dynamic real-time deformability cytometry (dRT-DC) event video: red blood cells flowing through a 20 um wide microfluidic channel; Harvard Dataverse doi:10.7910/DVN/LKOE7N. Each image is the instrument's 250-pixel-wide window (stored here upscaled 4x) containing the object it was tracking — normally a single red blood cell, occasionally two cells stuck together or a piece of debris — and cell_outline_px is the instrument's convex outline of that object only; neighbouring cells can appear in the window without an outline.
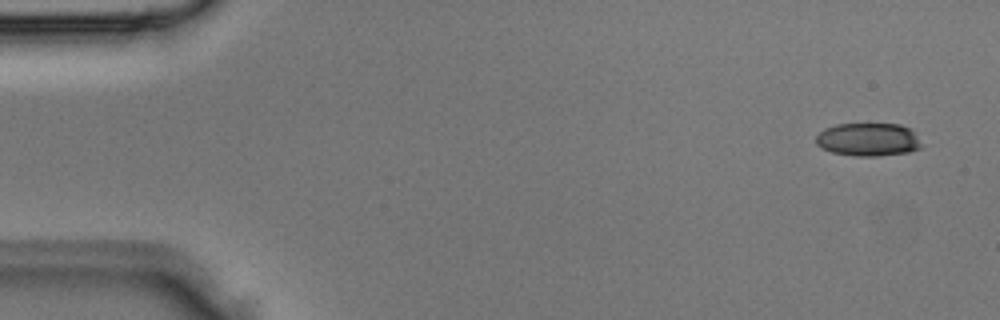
{"species": "Egyptian fruit bat (a non-hibernating species)", "species_latin": "Rousettus aegyptiacus", "temperature_condition": "room temperature", "stored_images_in_passage": 3, "camera_frame_rate_fps": 3000, "um_per_image_px": 0.085, "animal": {"sex": "male"}, "frame": {"image": 1, "passage_image": 1, "time_ms": 0.0, "image_size_px": [1000, 320], "cell_outline_px": [[920, 148], [908, 152], [876, 156], [856, 156], [832, 152], [820, 148], [816, 144], [816, 136], [824, 128], [836, 124], [900, 124], [912, 128], [920, 144]], "centroid_in_image_um": [73.77, 11.85], "position_along_channel_um": 11.2, "area_um2": 20.4}}